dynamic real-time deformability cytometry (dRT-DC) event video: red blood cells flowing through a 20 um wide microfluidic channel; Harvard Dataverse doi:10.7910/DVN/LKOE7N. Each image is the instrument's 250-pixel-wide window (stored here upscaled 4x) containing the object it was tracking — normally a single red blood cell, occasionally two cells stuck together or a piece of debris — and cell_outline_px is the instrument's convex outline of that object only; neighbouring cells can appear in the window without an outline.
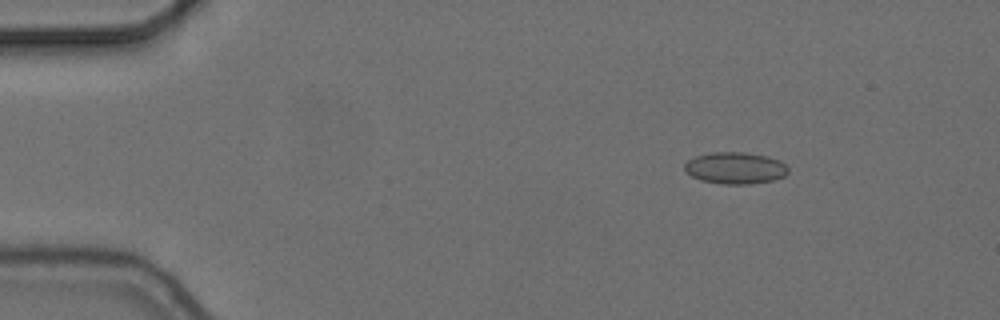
{"species": "common noctule bat (a hibernating species)", "species_latin": "Nyctalus noctula", "temperature_condition": "cold", "stored_images_in_passage": 5, "camera_frame_rate_fps": 3000, "um_per_image_px": 0.085, "animal": {"sex": "female", "body_mass_g": 24.6, "forearm_length_mm": 56.2}, "frame": {"image": 1, "passage_image": 1, "time_ms": 0.0, "image_size_px": [1000, 320], "cell_outline_px": [[788, 172], [784, 176], [772, 180], [752, 184], [724, 184], [700, 180], [692, 176], [684, 168], [684, 164], [688, 160], [696, 156], [712, 152], [744, 152], [768, 156], [780, 160], [788, 168]], "centroid_in_image_um": [62.51, 14.28], "position_along_channel_um": 22.5, "area_um2": 19.13}}
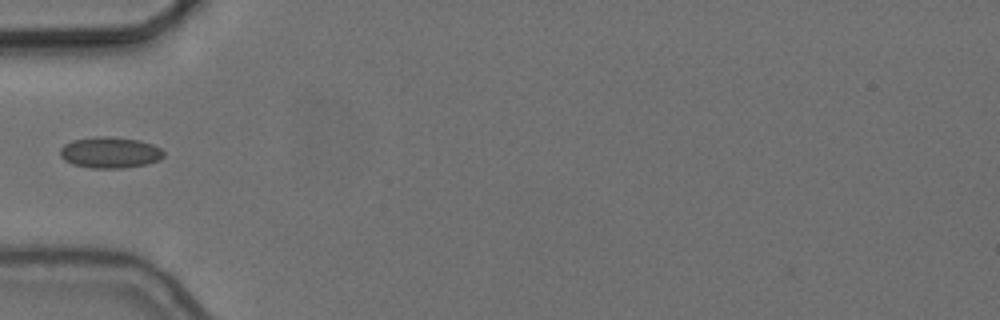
{"frame": {"image": 2, "passage_image": 4, "time_ms": 3.667, "image_size_px": [1000, 320], "cell_outline_px": [[164, 156], [160, 160], [148, 164], [124, 168], [88, 168], [72, 164], [64, 160], [60, 156], [60, 148], [64, 144], [72, 140], [92, 136], [112, 136], [140, 140], [152, 144], [160, 148], [164, 152]], "centroid_in_image_um": [9.34, 12.96], "position_along_channel_um": 75.7, "area_um2": 19.19}}
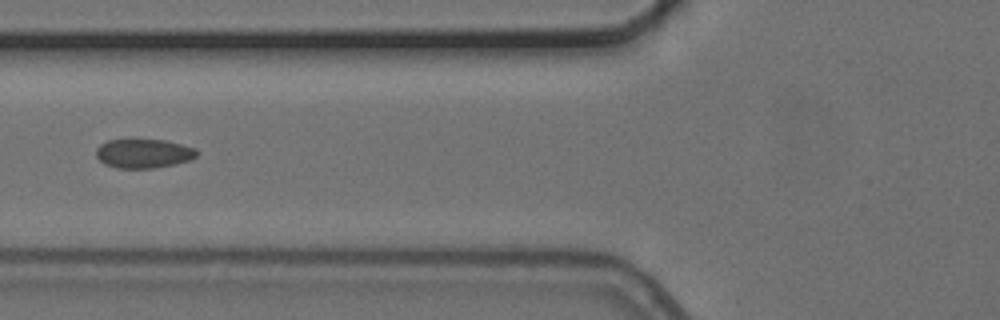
{"frame": {"image": 3, "passage_image": 5, "time_ms": 4.667, "image_size_px": [1000, 320], "cell_outline_px": [[200, 152], [196, 156], [188, 160], [176, 164], [152, 168], [116, 168], [104, 164], [96, 156], [96, 148], [100, 144], [108, 140], [164, 140], [196, 148]], "centroid_in_image_um": [12.2, 13.05], "position_along_channel_um": 113.6, "area_um2": 17.05}}